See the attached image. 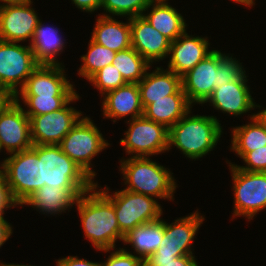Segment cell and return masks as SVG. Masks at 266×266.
Wrapping results in <instances>:
<instances>
[{"instance_id":"cell-5","label":"cell","mask_w":266,"mask_h":266,"mask_svg":"<svg viewBox=\"0 0 266 266\" xmlns=\"http://www.w3.org/2000/svg\"><path fill=\"white\" fill-rule=\"evenodd\" d=\"M110 143L88 116H82L70 132L59 143L61 150L70 157L92 179L97 175L92 169V160Z\"/></svg>"},{"instance_id":"cell-42","label":"cell","mask_w":266,"mask_h":266,"mask_svg":"<svg viewBox=\"0 0 266 266\" xmlns=\"http://www.w3.org/2000/svg\"><path fill=\"white\" fill-rule=\"evenodd\" d=\"M14 99L9 92H0V113Z\"/></svg>"},{"instance_id":"cell-15","label":"cell","mask_w":266,"mask_h":266,"mask_svg":"<svg viewBox=\"0 0 266 266\" xmlns=\"http://www.w3.org/2000/svg\"><path fill=\"white\" fill-rule=\"evenodd\" d=\"M247 77L245 73L239 80L218 85L205 103L209 102L214 109L235 117L244 115L257 107L261 108L262 106L254 102Z\"/></svg>"},{"instance_id":"cell-18","label":"cell","mask_w":266,"mask_h":266,"mask_svg":"<svg viewBox=\"0 0 266 266\" xmlns=\"http://www.w3.org/2000/svg\"><path fill=\"white\" fill-rule=\"evenodd\" d=\"M131 47L150 65L168 57L170 41L143 16L130 18Z\"/></svg>"},{"instance_id":"cell-40","label":"cell","mask_w":266,"mask_h":266,"mask_svg":"<svg viewBox=\"0 0 266 266\" xmlns=\"http://www.w3.org/2000/svg\"><path fill=\"white\" fill-rule=\"evenodd\" d=\"M75 7L87 13L101 9L102 0H71Z\"/></svg>"},{"instance_id":"cell-24","label":"cell","mask_w":266,"mask_h":266,"mask_svg":"<svg viewBox=\"0 0 266 266\" xmlns=\"http://www.w3.org/2000/svg\"><path fill=\"white\" fill-rule=\"evenodd\" d=\"M126 22L118 21L115 16L100 15L96 19L91 40L114 52L131 47L130 18Z\"/></svg>"},{"instance_id":"cell-19","label":"cell","mask_w":266,"mask_h":266,"mask_svg":"<svg viewBox=\"0 0 266 266\" xmlns=\"http://www.w3.org/2000/svg\"><path fill=\"white\" fill-rule=\"evenodd\" d=\"M205 217L198 210L172 223L164 220V237L157 250L176 251V256L193 255L192 244Z\"/></svg>"},{"instance_id":"cell-47","label":"cell","mask_w":266,"mask_h":266,"mask_svg":"<svg viewBox=\"0 0 266 266\" xmlns=\"http://www.w3.org/2000/svg\"><path fill=\"white\" fill-rule=\"evenodd\" d=\"M3 165H4V160L3 162L0 163V180L3 178Z\"/></svg>"},{"instance_id":"cell-1","label":"cell","mask_w":266,"mask_h":266,"mask_svg":"<svg viewBox=\"0 0 266 266\" xmlns=\"http://www.w3.org/2000/svg\"><path fill=\"white\" fill-rule=\"evenodd\" d=\"M98 182L84 192L75 204L85 238L99 251L115 249L118 239L124 241L113 202L100 190Z\"/></svg>"},{"instance_id":"cell-23","label":"cell","mask_w":266,"mask_h":266,"mask_svg":"<svg viewBox=\"0 0 266 266\" xmlns=\"http://www.w3.org/2000/svg\"><path fill=\"white\" fill-rule=\"evenodd\" d=\"M142 16L170 42L176 40L187 29L183 15L178 13L168 0H152Z\"/></svg>"},{"instance_id":"cell-7","label":"cell","mask_w":266,"mask_h":266,"mask_svg":"<svg viewBox=\"0 0 266 266\" xmlns=\"http://www.w3.org/2000/svg\"><path fill=\"white\" fill-rule=\"evenodd\" d=\"M3 178L9 186L12 197L20 206L30 195L45 185L42 183L41 159L32 149L13 153L4 158Z\"/></svg>"},{"instance_id":"cell-12","label":"cell","mask_w":266,"mask_h":266,"mask_svg":"<svg viewBox=\"0 0 266 266\" xmlns=\"http://www.w3.org/2000/svg\"><path fill=\"white\" fill-rule=\"evenodd\" d=\"M22 101L13 99L0 113V150L7 155L31 149L33 146L30 119Z\"/></svg>"},{"instance_id":"cell-30","label":"cell","mask_w":266,"mask_h":266,"mask_svg":"<svg viewBox=\"0 0 266 266\" xmlns=\"http://www.w3.org/2000/svg\"><path fill=\"white\" fill-rule=\"evenodd\" d=\"M87 50L86 54L80 56L83 64L77 70V74L89 80L100 69L112 64L116 52L95 43L91 39L89 40Z\"/></svg>"},{"instance_id":"cell-9","label":"cell","mask_w":266,"mask_h":266,"mask_svg":"<svg viewBox=\"0 0 266 266\" xmlns=\"http://www.w3.org/2000/svg\"><path fill=\"white\" fill-rule=\"evenodd\" d=\"M125 122L129 127L119 143L130 157H153L168 152L169 129L164 125L144 115Z\"/></svg>"},{"instance_id":"cell-4","label":"cell","mask_w":266,"mask_h":266,"mask_svg":"<svg viewBox=\"0 0 266 266\" xmlns=\"http://www.w3.org/2000/svg\"><path fill=\"white\" fill-rule=\"evenodd\" d=\"M41 159L42 183L64 188H92L95 181L66 155L59 145H33Z\"/></svg>"},{"instance_id":"cell-20","label":"cell","mask_w":266,"mask_h":266,"mask_svg":"<svg viewBox=\"0 0 266 266\" xmlns=\"http://www.w3.org/2000/svg\"><path fill=\"white\" fill-rule=\"evenodd\" d=\"M91 188H64L43 185L30 195L22 204L31 206L41 214L61 215L77 203L78 198Z\"/></svg>"},{"instance_id":"cell-14","label":"cell","mask_w":266,"mask_h":266,"mask_svg":"<svg viewBox=\"0 0 266 266\" xmlns=\"http://www.w3.org/2000/svg\"><path fill=\"white\" fill-rule=\"evenodd\" d=\"M218 50L208 54L193 69L181 77L182 89L188 101L194 106L205 104L217 88Z\"/></svg>"},{"instance_id":"cell-48","label":"cell","mask_w":266,"mask_h":266,"mask_svg":"<svg viewBox=\"0 0 266 266\" xmlns=\"http://www.w3.org/2000/svg\"><path fill=\"white\" fill-rule=\"evenodd\" d=\"M0 92H8L7 90H4L0 85Z\"/></svg>"},{"instance_id":"cell-17","label":"cell","mask_w":266,"mask_h":266,"mask_svg":"<svg viewBox=\"0 0 266 266\" xmlns=\"http://www.w3.org/2000/svg\"><path fill=\"white\" fill-rule=\"evenodd\" d=\"M64 65L39 64L17 95H76Z\"/></svg>"},{"instance_id":"cell-6","label":"cell","mask_w":266,"mask_h":266,"mask_svg":"<svg viewBox=\"0 0 266 266\" xmlns=\"http://www.w3.org/2000/svg\"><path fill=\"white\" fill-rule=\"evenodd\" d=\"M112 202L120 230L127 234L131 229L157 221L163 215L161 204L151 196L125 189L109 194L110 189H100Z\"/></svg>"},{"instance_id":"cell-27","label":"cell","mask_w":266,"mask_h":266,"mask_svg":"<svg viewBox=\"0 0 266 266\" xmlns=\"http://www.w3.org/2000/svg\"><path fill=\"white\" fill-rule=\"evenodd\" d=\"M164 219L131 229L124 237V245L130 244L133 254L143 261L161 246L164 237Z\"/></svg>"},{"instance_id":"cell-36","label":"cell","mask_w":266,"mask_h":266,"mask_svg":"<svg viewBox=\"0 0 266 266\" xmlns=\"http://www.w3.org/2000/svg\"><path fill=\"white\" fill-rule=\"evenodd\" d=\"M112 250V252H110ZM112 249L102 250L104 253L109 252L107 260L101 262L102 266H144V261L135 256L130 250L118 248L116 251Z\"/></svg>"},{"instance_id":"cell-45","label":"cell","mask_w":266,"mask_h":266,"mask_svg":"<svg viewBox=\"0 0 266 266\" xmlns=\"http://www.w3.org/2000/svg\"><path fill=\"white\" fill-rule=\"evenodd\" d=\"M231 1H234L233 3H238V4H242L246 7H252L255 5V0H231Z\"/></svg>"},{"instance_id":"cell-2","label":"cell","mask_w":266,"mask_h":266,"mask_svg":"<svg viewBox=\"0 0 266 266\" xmlns=\"http://www.w3.org/2000/svg\"><path fill=\"white\" fill-rule=\"evenodd\" d=\"M191 113L192 109L169 129L168 152L174 146L188 159L198 160L214 150L224 129L216 116Z\"/></svg>"},{"instance_id":"cell-35","label":"cell","mask_w":266,"mask_h":266,"mask_svg":"<svg viewBox=\"0 0 266 266\" xmlns=\"http://www.w3.org/2000/svg\"><path fill=\"white\" fill-rule=\"evenodd\" d=\"M196 256H176V251L156 250L144 260V266H199Z\"/></svg>"},{"instance_id":"cell-31","label":"cell","mask_w":266,"mask_h":266,"mask_svg":"<svg viewBox=\"0 0 266 266\" xmlns=\"http://www.w3.org/2000/svg\"><path fill=\"white\" fill-rule=\"evenodd\" d=\"M75 95H16L24 103L27 115H43L63 108Z\"/></svg>"},{"instance_id":"cell-25","label":"cell","mask_w":266,"mask_h":266,"mask_svg":"<svg viewBox=\"0 0 266 266\" xmlns=\"http://www.w3.org/2000/svg\"><path fill=\"white\" fill-rule=\"evenodd\" d=\"M192 108L181 87L175 94L154 100L144 109L143 115L170 129Z\"/></svg>"},{"instance_id":"cell-21","label":"cell","mask_w":266,"mask_h":266,"mask_svg":"<svg viewBox=\"0 0 266 266\" xmlns=\"http://www.w3.org/2000/svg\"><path fill=\"white\" fill-rule=\"evenodd\" d=\"M103 97L102 111L104 118L117 120L130 116L132 120L143 116L144 109L141 104L140 90L137 83H126L125 85L107 92Z\"/></svg>"},{"instance_id":"cell-46","label":"cell","mask_w":266,"mask_h":266,"mask_svg":"<svg viewBox=\"0 0 266 266\" xmlns=\"http://www.w3.org/2000/svg\"><path fill=\"white\" fill-rule=\"evenodd\" d=\"M0 266H35V265H28V264L24 265L22 263L21 264H16V263L15 264L14 263H7L6 264V263H3L0 261Z\"/></svg>"},{"instance_id":"cell-11","label":"cell","mask_w":266,"mask_h":266,"mask_svg":"<svg viewBox=\"0 0 266 266\" xmlns=\"http://www.w3.org/2000/svg\"><path fill=\"white\" fill-rule=\"evenodd\" d=\"M80 99L77 93L63 108L43 115H27L33 145H59L84 115L69 104Z\"/></svg>"},{"instance_id":"cell-3","label":"cell","mask_w":266,"mask_h":266,"mask_svg":"<svg viewBox=\"0 0 266 266\" xmlns=\"http://www.w3.org/2000/svg\"><path fill=\"white\" fill-rule=\"evenodd\" d=\"M125 190L154 197L174 200L177 182L167 167L150 157H126L120 160Z\"/></svg>"},{"instance_id":"cell-33","label":"cell","mask_w":266,"mask_h":266,"mask_svg":"<svg viewBox=\"0 0 266 266\" xmlns=\"http://www.w3.org/2000/svg\"><path fill=\"white\" fill-rule=\"evenodd\" d=\"M88 81L100 91V96H103L107 92L115 90L127 83L123 79L119 70H117L112 64L100 69Z\"/></svg>"},{"instance_id":"cell-34","label":"cell","mask_w":266,"mask_h":266,"mask_svg":"<svg viewBox=\"0 0 266 266\" xmlns=\"http://www.w3.org/2000/svg\"><path fill=\"white\" fill-rule=\"evenodd\" d=\"M218 50V85H224L234 80H239L245 73V68L236 57ZM233 57V58H232Z\"/></svg>"},{"instance_id":"cell-26","label":"cell","mask_w":266,"mask_h":266,"mask_svg":"<svg viewBox=\"0 0 266 266\" xmlns=\"http://www.w3.org/2000/svg\"><path fill=\"white\" fill-rule=\"evenodd\" d=\"M59 33H61L59 28L45 25L41 19L39 20L30 43L38 64L63 65L57 56L65 49L66 42Z\"/></svg>"},{"instance_id":"cell-41","label":"cell","mask_w":266,"mask_h":266,"mask_svg":"<svg viewBox=\"0 0 266 266\" xmlns=\"http://www.w3.org/2000/svg\"><path fill=\"white\" fill-rule=\"evenodd\" d=\"M12 224L5 220V218H0V249L4 243L11 237L13 233Z\"/></svg>"},{"instance_id":"cell-10","label":"cell","mask_w":266,"mask_h":266,"mask_svg":"<svg viewBox=\"0 0 266 266\" xmlns=\"http://www.w3.org/2000/svg\"><path fill=\"white\" fill-rule=\"evenodd\" d=\"M38 65L29 44L0 40V85L13 97Z\"/></svg>"},{"instance_id":"cell-28","label":"cell","mask_w":266,"mask_h":266,"mask_svg":"<svg viewBox=\"0 0 266 266\" xmlns=\"http://www.w3.org/2000/svg\"><path fill=\"white\" fill-rule=\"evenodd\" d=\"M250 122L241 126H235L231 130L230 151L235 152L242 158L247 152L259 148H266V128L255 117V113L250 115Z\"/></svg>"},{"instance_id":"cell-44","label":"cell","mask_w":266,"mask_h":266,"mask_svg":"<svg viewBox=\"0 0 266 266\" xmlns=\"http://www.w3.org/2000/svg\"><path fill=\"white\" fill-rule=\"evenodd\" d=\"M33 2V0H0V5L3 4H25Z\"/></svg>"},{"instance_id":"cell-43","label":"cell","mask_w":266,"mask_h":266,"mask_svg":"<svg viewBox=\"0 0 266 266\" xmlns=\"http://www.w3.org/2000/svg\"><path fill=\"white\" fill-rule=\"evenodd\" d=\"M255 117L262 123V125L266 128V108L255 113Z\"/></svg>"},{"instance_id":"cell-38","label":"cell","mask_w":266,"mask_h":266,"mask_svg":"<svg viewBox=\"0 0 266 266\" xmlns=\"http://www.w3.org/2000/svg\"><path fill=\"white\" fill-rule=\"evenodd\" d=\"M16 206L20 205L14 200L6 180L2 178L0 180V218H4L5 210Z\"/></svg>"},{"instance_id":"cell-37","label":"cell","mask_w":266,"mask_h":266,"mask_svg":"<svg viewBox=\"0 0 266 266\" xmlns=\"http://www.w3.org/2000/svg\"><path fill=\"white\" fill-rule=\"evenodd\" d=\"M245 166H235L247 172H266V148H259L247 152L242 158Z\"/></svg>"},{"instance_id":"cell-22","label":"cell","mask_w":266,"mask_h":266,"mask_svg":"<svg viewBox=\"0 0 266 266\" xmlns=\"http://www.w3.org/2000/svg\"><path fill=\"white\" fill-rule=\"evenodd\" d=\"M151 67L152 65L138 83L143 109L154 100L175 94L182 87L181 77L173 71L158 66L152 72H148Z\"/></svg>"},{"instance_id":"cell-39","label":"cell","mask_w":266,"mask_h":266,"mask_svg":"<svg viewBox=\"0 0 266 266\" xmlns=\"http://www.w3.org/2000/svg\"><path fill=\"white\" fill-rule=\"evenodd\" d=\"M56 266H102L101 262L88 261L77 256H67L56 260Z\"/></svg>"},{"instance_id":"cell-29","label":"cell","mask_w":266,"mask_h":266,"mask_svg":"<svg viewBox=\"0 0 266 266\" xmlns=\"http://www.w3.org/2000/svg\"><path fill=\"white\" fill-rule=\"evenodd\" d=\"M112 65L119 70L127 83H139L151 66L133 47L116 53Z\"/></svg>"},{"instance_id":"cell-32","label":"cell","mask_w":266,"mask_h":266,"mask_svg":"<svg viewBox=\"0 0 266 266\" xmlns=\"http://www.w3.org/2000/svg\"><path fill=\"white\" fill-rule=\"evenodd\" d=\"M152 0H102L104 16L137 17L142 16Z\"/></svg>"},{"instance_id":"cell-8","label":"cell","mask_w":266,"mask_h":266,"mask_svg":"<svg viewBox=\"0 0 266 266\" xmlns=\"http://www.w3.org/2000/svg\"><path fill=\"white\" fill-rule=\"evenodd\" d=\"M234 191L233 219L245 217L248 221L266 209V172H247L228 162Z\"/></svg>"},{"instance_id":"cell-16","label":"cell","mask_w":266,"mask_h":266,"mask_svg":"<svg viewBox=\"0 0 266 266\" xmlns=\"http://www.w3.org/2000/svg\"><path fill=\"white\" fill-rule=\"evenodd\" d=\"M209 49L208 37L189 35L185 30L170 43L167 69L182 77L213 51Z\"/></svg>"},{"instance_id":"cell-13","label":"cell","mask_w":266,"mask_h":266,"mask_svg":"<svg viewBox=\"0 0 266 266\" xmlns=\"http://www.w3.org/2000/svg\"><path fill=\"white\" fill-rule=\"evenodd\" d=\"M32 5L33 2L0 5V40L16 43L29 41L30 45L40 20Z\"/></svg>"}]
</instances>
